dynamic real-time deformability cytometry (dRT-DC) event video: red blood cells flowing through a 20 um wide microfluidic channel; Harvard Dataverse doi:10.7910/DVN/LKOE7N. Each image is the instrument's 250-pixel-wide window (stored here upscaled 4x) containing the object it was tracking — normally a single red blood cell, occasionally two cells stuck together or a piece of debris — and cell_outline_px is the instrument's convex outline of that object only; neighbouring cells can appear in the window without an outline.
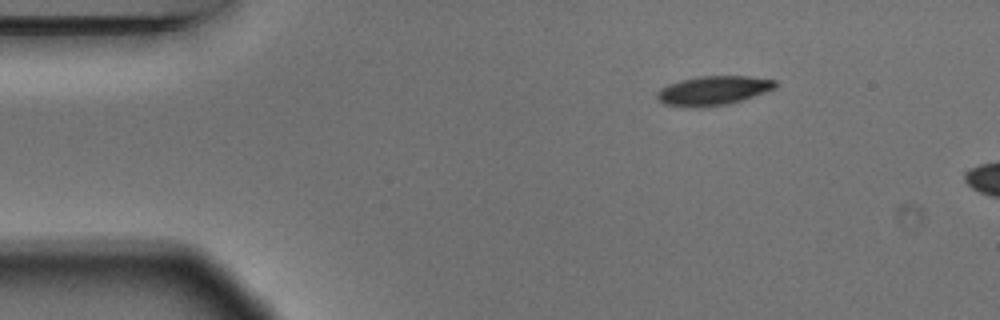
{"species": "Egyptian fruit bat (a non-hibernating species)", "species_latin": "Rousettus aegyptiacus", "temperature_condition": "warm", "stored_images_in_passage": 2, "camera_frame_rate_fps": 3000, "um_per_image_px": 0.085, "animal": {"sex": "male"}, "frame": {"image": 1, "passage_image": 1, "time_ms": 0.0, "image_size_px": [1000, 320], "cell_outline_px": [[776, 88], [728, 104], [704, 108], [684, 108], [664, 104], [656, 96], [656, 92], [660, 88], [668, 84], [680, 80], [700, 76], [748, 76], [776, 80]], "centroid_in_image_um": [60.57, 7.71], "position_along_channel_um": 24.4, "area_um2": 20.29}}